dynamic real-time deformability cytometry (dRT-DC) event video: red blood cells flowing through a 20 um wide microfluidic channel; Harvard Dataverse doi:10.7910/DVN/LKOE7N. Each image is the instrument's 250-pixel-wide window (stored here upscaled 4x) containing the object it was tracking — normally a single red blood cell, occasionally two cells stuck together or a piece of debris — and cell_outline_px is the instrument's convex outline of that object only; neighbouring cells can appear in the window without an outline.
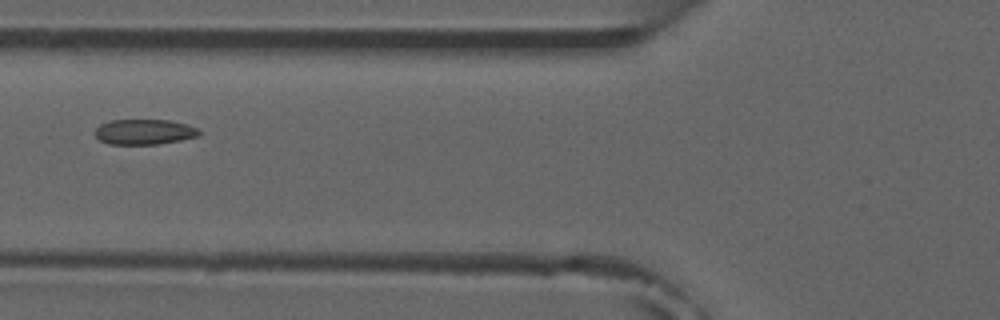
{"species": "common noctule bat (a hibernating species)", "species_latin": "Nyctalus noctula", "temperature_condition": "room temperature", "stored_images_in_passage": 3, "camera_frame_rate_fps": 3000, "um_per_image_px": 0.085, "animal": {"sex": "male", "forearm_length_mm": 52.5}, "frame": {"image": 1, "passage_image": 3, "time_ms": 2.333, "image_size_px": [1000, 320], "cell_outline_px": [[200, 136], [160, 144], [108, 144], [100, 140], [96, 136], [96, 128], [100, 124], [112, 120], [168, 120], [184, 124], [196, 128], [200, 132]], "centroid_in_image_um": [12.25, 11.21], "position_along_channel_um": 113.5, "area_um2": 15.2}}